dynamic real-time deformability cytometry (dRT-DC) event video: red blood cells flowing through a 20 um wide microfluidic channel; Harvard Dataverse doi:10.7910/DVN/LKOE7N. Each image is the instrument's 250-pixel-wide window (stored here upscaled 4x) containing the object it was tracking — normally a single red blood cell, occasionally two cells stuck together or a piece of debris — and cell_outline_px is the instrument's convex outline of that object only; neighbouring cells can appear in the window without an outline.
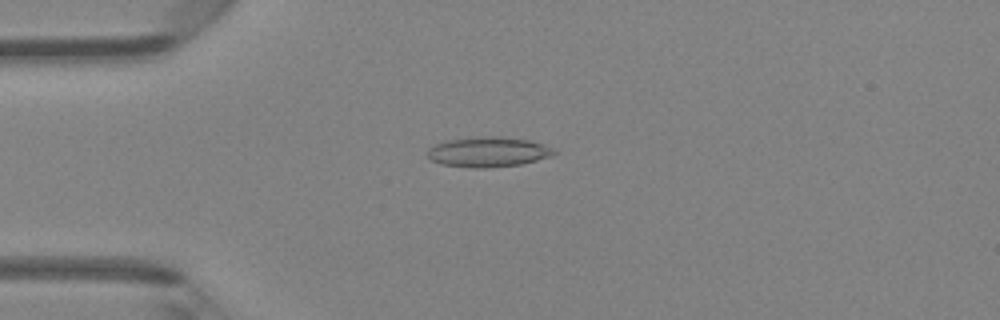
{"species": "Egyptian fruit bat (a non-hibernating species)", "species_latin": "Rousettus aegyptiacus", "temperature_condition": "room temperature", "stored_images_in_passage": 47, "camera_frame_rate_fps": 3000, "um_per_image_px": 0.085, "animal": {"sex": "female"}, "frame": {"image": 1, "passage_image": 12, "time_ms": 3.667, "image_size_px": [1000, 320], "cell_outline_px": [[560, 152], [552, 156], [520, 164], [484, 168], [476, 168], [440, 164], [432, 160], [428, 156], [428, 148], [436, 144], [448, 140], [476, 136], [500, 136], [528, 140], [544, 144]], "centroid_in_image_um": [41.52, 12.9], "position_along_channel_um": 43.5, "area_um2": 22.2}}
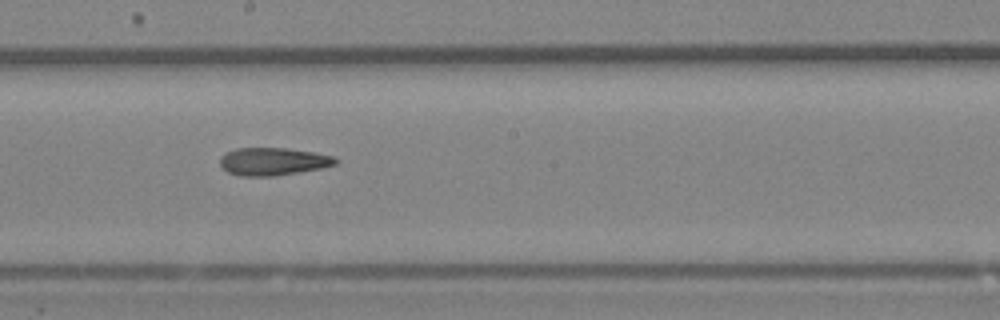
{"frame": {"image": 2, "passage_image": 26, "time_ms": 8.333, "image_size_px": [1000, 320], "cell_outline_px": [[340, 160], [336, 164], [320, 168], [300, 172], [276, 176], [240, 176], [228, 172], [220, 164], [220, 156], [224, 152], [236, 148], [288, 148], [336, 156]], "centroid_in_image_um": [23.22, 13.72], "position_along_channel_um": 225.0, "area_um2": 18.84}}
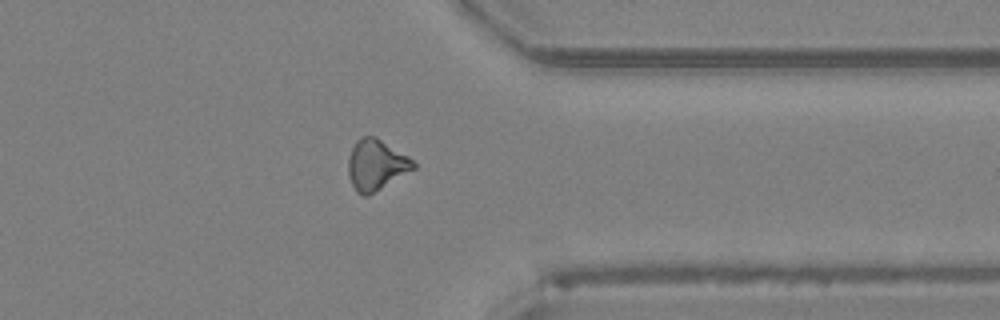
{"frame": {"image": 3, "passage_image": 37, "time_ms": 12.0, "image_size_px": [1000, 320], "cell_outline_px": [[416, 168], [368, 196], [364, 196], [356, 192], [348, 176], [348, 160], [352, 148], [356, 140], [360, 136], [376, 136], [408, 156], [416, 164]], "centroid_in_image_um": [31.96, 14.01], "position_along_channel_um": 379.4, "area_um2": 19.31}}